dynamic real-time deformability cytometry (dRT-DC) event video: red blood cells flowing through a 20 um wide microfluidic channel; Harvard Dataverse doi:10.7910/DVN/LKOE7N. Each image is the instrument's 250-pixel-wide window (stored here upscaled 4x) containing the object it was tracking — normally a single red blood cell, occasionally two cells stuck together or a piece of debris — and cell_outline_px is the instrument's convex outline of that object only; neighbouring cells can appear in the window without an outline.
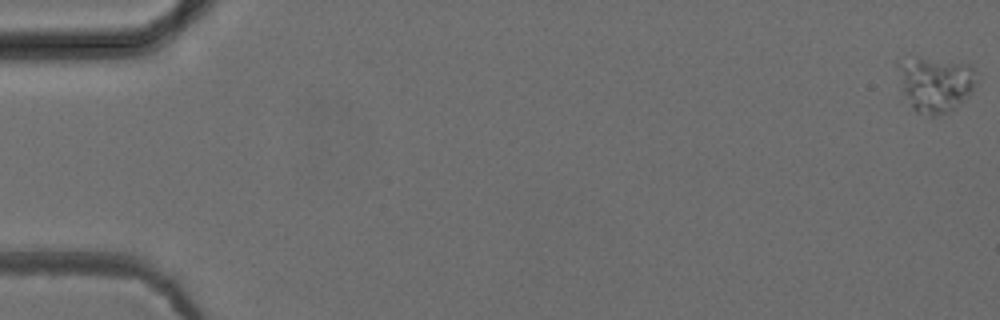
{"species": "common noctule bat (a hibernating species)", "species_latin": "Nyctalus noctula", "temperature_condition": "cold", "stored_images_in_passage": 11, "camera_frame_rate_fps": 3000, "um_per_image_px": 0.085, "animal": {"sex": "female", "body_mass_g": 24.6, "forearm_length_mm": 56.2}, "frame": {"image": 1, "passage_image": 1, "time_ms": 0.0, "image_size_px": [1000, 320], "cell_outline_px": [[976, 80], [972, 92], [968, 96], [948, 112], [936, 116], [928, 116], [916, 112], [900, 100], [896, 64], [896, 60], [924, 60], [968, 64], [972, 68]], "centroid_in_image_um": [79.37, 7.24], "position_along_channel_um": 5.6, "area_um2": 25.43}}